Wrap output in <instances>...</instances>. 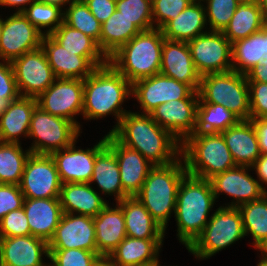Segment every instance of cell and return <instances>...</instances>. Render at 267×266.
I'll return each instance as SVG.
<instances>
[{
    "instance_id": "cell-39",
    "label": "cell",
    "mask_w": 267,
    "mask_h": 266,
    "mask_svg": "<svg viewBox=\"0 0 267 266\" xmlns=\"http://www.w3.org/2000/svg\"><path fill=\"white\" fill-rule=\"evenodd\" d=\"M18 143L0 142V184L20 185L31 151Z\"/></svg>"
},
{
    "instance_id": "cell-35",
    "label": "cell",
    "mask_w": 267,
    "mask_h": 266,
    "mask_svg": "<svg viewBox=\"0 0 267 266\" xmlns=\"http://www.w3.org/2000/svg\"><path fill=\"white\" fill-rule=\"evenodd\" d=\"M265 25L266 17L258 3L241 1L222 33L233 43L262 30Z\"/></svg>"
},
{
    "instance_id": "cell-11",
    "label": "cell",
    "mask_w": 267,
    "mask_h": 266,
    "mask_svg": "<svg viewBox=\"0 0 267 266\" xmlns=\"http://www.w3.org/2000/svg\"><path fill=\"white\" fill-rule=\"evenodd\" d=\"M187 43L200 76L232 70L231 42L222 31H207Z\"/></svg>"
},
{
    "instance_id": "cell-52",
    "label": "cell",
    "mask_w": 267,
    "mask_h": 266,
    "mask_svg": "<svg viewBox=\"0 0 267 266\" xmlns=\"http://www.w3.org/2000/svg\"><path fill=\"white\" fill-rule=\"evenodd\" d=\"M245 75L248 82L267 83V59H262L258 65L250 69Z\"/></svg>"
},
{
    "instance_id": "cell-8",
    "label": "cell",
    "mask_w": 267,
    "mask_h": 266,
    "mask_svg": "<svg viewBox=\"0 0 267 266\" xmlns=\"http://www.w3.org/2000/svg\"><path fill=\"white\" fill-rule=\"evenodd\" d=\"M199 98L223 105L240 120H250L249 86L245 74L230 70L201 76Z\"/></svg>"
},
{
    "instance_id": "cell-64",
    "label": "cell",
    "mask_w": 267,
    "mask_h": 266,
    "mask_svg": "<svg viewBox=\"0 0 267 266\" xmlns=\"http://www.w3.org/2000/svg\"><path fill=\"white\" fill-rule=\"evenodd\" d=\"M136 266H154V262L153 263H148V264H143V265H136Z\"/></svg>"
},
{
    "instance_id": "cell-61",
    "label": "cell",
    "mask_w": 267,
    "mask_h": 266,
    "mask_svg": "<svg viewBox=\"0 0 267 266\" xmlns=\"http://www.w3.org/2000/svg\"><path fill=\"white\" fill-rule=\"evenodd\" d=\"M3 23H4V18H2L1 15H0V35H1V30H2Z\"/></svg>"
},
{
    "instance_id": "cell-24",
    "label": "cell",
    "mask_w": 267,
    "mask_h": 266,
    "mask_svg": "<svg viewBox=\"0 0 267 266\" xmlns=\"http://www.w3.org/2000/svg\"><path fill=\"white\" fill-rule=\"evenodd\" d=\"M23 209L27 216L30 235L49 243L63 215L59 198H25Z\"/></svg>"
},
{
    "instance_id": "cell-49",
    "label": "cell",
    "mask_w": 267,
    "mask_h": 266,
    "mask_svg": "<svg viewBox=\"0 0 267 266\" xmlns=\"http://www.w3.org/2000/svg\"><path fill=\"white\" fill-rule=\"evenodd\" d=\"M0 97L9 98L11 101L20 97L11 62L2 59H0Z\"/></svg>"
},
{
    "instance_id": "cell-30",
    "label": "cell",
    "mask_w": 267,
    "mask_h": 266,
    "mask_svg": "<svg viewBox=\"0 0 267 266\" xmlns=\"http://www.w3.org/2000/svg\"><path fill=\"white\" fill-rule=\"evenodd\" d=\"M161 30L165 39L184 42L209 31L202 1L195 0Z\"/></svg>"
},
{
    "instance_id": "cell-25",
    "label": "cell",
    "mask_w": 267,
    "mask_h": 266,
    "mask_svg": "<svg viewBox=\"0 0 267 266\" xmlns=\"http://www.w3.org/2000/svg\"><path fill=\"white\" fill-rule=\"evenodd\" d=\"M115 205L111 206L108 203L96 217H93L99 257H108L127 236L122 208L117 203Z\"/></svg>"
},
{
    "instance_id": "cell-59",
    "label": "cell",
    "mask_w": 267,
    "mask_h": 266,
    "mask_svg": "<svg viewBox=\"0 0 267 266\" xmlns=\"http://www.w3.org/2000/svg\"><path fill=\"white\" fill-rule=\"evenodd\" d=\"M259 255H260L259 256L260 260H258V262H256V263H258L256 266H267V256H265L261 253Z\"/></svg>"
},
{
    "instance_id": "cell-22",
    "label": "cell",
    "mask_w": 267,
    "mask_h": 266,
    "mask_svg": "<svg viewBox=\"0 0 267 266\" xmlns=\"http://www.w3.org/2000/svg\"><path fill=\"white\" fill-rule=\"evenodd\" d=\"M41 47L56 78L85 80L97 67L88 57L66 50L51 35H43Z\"/></svg>"
},
{
    "instance_id": "cell-13",
    "label": "cell",
    "mask_w": 267,
    "mask_h": 266,
    "mask_svg": "<svg viewBox=\"0 0 267 266\" xmlns=\"http://www.w3.org/2000/svg\"><path fill=\"white\" fill-rule=\"evenodd\" d=\"M193 91L188 84L158 73L135 81L132 84L131 98H135L140 104L138 113L150 114L160 104L185 99Z\"/></svg>"
},
{
    "instance_id": "cell-41",
    "label": "cell",
    "mask_w": 267,
    "mask_h": 266,
    "mask_svg": "<svg viewBox=\"0 0 267 266\" xmlns=\"http://www.w3.org/2000/svg\"><path fill=\"white\" fill-rule=\"evenodd\" d=\"M22 14L43 35H51L63 23L64 9L58 5L37 0L25 8Z\"/></svg>"
},
{
    "instance_id": "cell-43",
    "label": "cell",
    "mask_w": 267,
    "mask_h": 266,
    "mask_svg": "<svg viewBox=\"0 0 267 266\" xmlns=\"http://www.w3.org/2000/svg\"><path fill=\"white\" fill-rule=\"evenodd\" d=\"M116 10L132 21L141 31L154 28L152 0H119Z\"/></svg>"
},
{
    "instance_id": "cell-27",
    "label": "cell",
    "mask_w": 267,
    "mask_h": 266,
    "mask_svg": "<svg viewBox=\"0 0 267 266\" xmlns=\"http://www.w3.org/2000/svg\"><path fill=\"white\" fill-rule=\"evenodd\" d=\"M37 98L20 96L11 102L0 117V142L21 144L29 137V129Z\"/></svg>"
},
{
    "instance_id": "cell-4",
    "label": "cell",
    "mask_w": 267,
    "mask_h": 266,
    "mask_svg": "<svg viewBox=\"0 0 267 266\" xmlns=\"http://www.w3.org/2000/svg\"><path fill=\"white\" fill-rule=\"evenodd\" d=\"M187 174L183 158L164 166H154L135 195L153 219L165 230L175 213L177 190Z\"/></svg>"
},
{
    "instance_id": "cell-32",
    "label": "cell",
    "mask_w": 267,
    "mask_h": 266,
    "mask_svg": "<svg viewBox=\"0 0 267 266\" xmlns=\"http://www.w3.org/2000/svg\"><path fill=\"white\" fill-rule=\"evenodd\" d=\"M95 185L99 193L106 197L114 196L115 203L123 200L129 195L123 190L120 172L115 153L106 146L95 159L93 175L89 182Z\"/></svg>"
},
{
    "instance_id": "cell-57",
    "label": "cell",
    "mask_w": 267,
    "mask_h": 266,
    "mask_svg": "<svg viewBox=\"0 0 267 266\" xmlns=\"http://www.w3.org/2000/svg\"><path fill=\"white\" fill-rule=\"evenodd\" d=\"M11 100L9 98L0 97V117L5 112V110L10 106Z\"/></svg>"
},
{
    "instance_id": "cell-34",
    "label": "cell",
    "mask_w": 267,
    "mask_h": 266,
    "mask_svg": "<svg viewBox=\"0 0 267 266\" xmlns=\"http://www.w3.org/2000/svg\"><path fill=\"white\" fill-rule=\"evenodd\" d=\"M141 30L120 11L113 14L101 24L100 50L109 59L123 45L128 43Z\"/></svg>"
},
{
    "instance_id": "cell-19",
    "label": "cell",
    "mask_w": 267,
    "mask_h": 266,
    "mask_svg": "<svg viewBox=\"0 0 267 266\" xmlns=\"http://www.w3.org/2000/svg\"><path fill=\"white\" fill-rule=\"evenodd\" d=\"M48 247L49 249H82L97 254L93 217L63 213Z\"/></svg>"
},
{
    "instance_id": "cell-62",
    "label": "cell",
    "mask_w": 267,
    "mask_h": 266,
    "mask_svg": "<svg viewBox=\"0 0 267 266\" xmlns=\"http://www.w3.org/2000/svg\"><path fill=\"white\" fill-rule=\"evenodd\" d=\"M154 266H162L161 264H160V260H158L157 262H154ZM163 266H165V265H163ZM168 266H172V265H168ZM177 266V265H176Z\"/></svg>"
},
{
    "instance_id": "cell-37",
    "label": "cell",
    "mask_w": 267,
    "mask_h": 266,
    "mask_svg": "<svg viewBox=\"0 0 267 266\" xmlns=\"http://www.w3.org/2000/svg\"><path fill=\"white\" fill-rule=\"evenodd\" d=\"M245 236H252L253 248L257 251L267 241V193L256 201L244 203L238 207Z\"/></svg>"
},
{
    "instance_id": "cell-60",
    "label": "cell",
    "mask_w": 267,
    "mask_h": 266,
    "mask_svg": "<svg viewBox=\"0 0 267 266\" xmlns=\"http://www.w3.org/2000/svg\"><path fill=\"white\" fill-rule=\"evenodd\" d=\"M261 254L267 256V241L258 250Z\"/></svg>"
},
{
    "instance_id": "cell-21",
    "label": "cell",
    "mask_w": 267,
    "mask_h": 266,
    "mask_svg": "<svg viewBox=\"0 0 267 266\" xmlns=\"http://www.w3.org/2000/svg\"><path fill=\"white\" fill-rule=\"evenodd\" d=\"M106 145L115 153L123 190L135 196L154 165L138 151L121 144L111 133L106 134Z\"/></svg>"
},
{
    "instance_id": "cell-48",
    "label": "cell",
    "mask_w": 267,
    "mask_h": 266,
    "mask_svg": "<svg viewBox=\"0 0 267 266\" xmlns=\"http://www.w3.org/2000/svg\"><path fill=\"white\" fill-rule=\"evenodd\" d=\"M250 118L267 117V83L248 82Z\"/></svg>"
},
{
    "instance_id": "cell-56",
    "label": "cell",
    "mask_w": 267,
    "mask_h": 266,
    "mask_svg": "<svg viewBox=\"0 0 267 266\" xmlns=\"http://www.w3.org/2000/svg\"><path fill=\"white\" fill-rule=\"evenodd\" d=\"M38 1H42L48 4H55L64 9L73 0H38Z\"/></svg>"
},
{
    "instance_id": "cell-9",
    "label": "cell",
    "mask_w": 267,
    "mask_h": 266,
    "mask_svg": "<svg viewBox=\"0 0 267 266\" xmlns=\"http://www.w3.org/2000/svg\"><path fill=\"white\" fill-rule=\"evenodd\" d=\"M80 133L83 132L73 122L37 106L30 123L28 139L33 141L29 149L32 154L51 155L78 140Z\"/></svg>"
},
{
    "instance_id": "cell-26",
    "label": "cell",
    "mask_w": 267,
    "mask_h": 266,
    "mask_svg": "<svg viewBox=\"0 0 267 266\" xmlns=\"http://www.w3.org/2000/svg\"><path fill=\"white\" fill-rule=\"evenodd\" d=\"M94 189L89 183H63L59 195L63 213L96 217L109 201Z\"/></svg>"
},
{
    "instance_id": "cell-1",
    "label": "cell",
    "mask_w": 267,
    "mask_h": 266,
    "mask_svg": "<svg viewBox=\"0 0 267 266\" xmlns=\"http://www.w3.org/2000/svg\"><path fill=\"white\" fill-rule=\"evenodd\" d=\"M111 134L154 166L168 165L181 157V143L159 126L150 114L130 110Z\"/></svg>"
},
{
    "instance_id": "cell-44",
    "label": "cell",
    "mask_w": 267,
    "mask_h": 266,
    "mask_svg": "<svg viewBox=\"0 0 267 266\" xmlns=\"http://www.w3.org/2000/svg\"><path fill=\"white\" fill-rule=\"evenodd\" d=\"M51 266H93L99 256L82 249H49Z\"/></svg>"
},
{
    "instance_id": "cell-14",
    "label": "cell",
    "mask_w": 267,
    "mask_h": 266,
    "mask_svg": "<svg viewBox=\"0 0 267 266\" xmlns=\"http://www.w3.org/2000/svg\"><path fill=\"white\" fill-rule=\"evenodd\" d=\"M19 186L24 198H59L62 183L51 155L31 153Z\"/></svg>"
},
{
    "instance_id": "cell-12",
    "label": "cell",
    "mask_w": 267,
    "mask_h": 266,
    "mask_svg": "<svg viewBox=\"0 0 267 266\" xmlns=\"http://www.w3.org/2000/svg\"><path fill=\"white\" fill-rule=\"evenodd\" d=\"M20 96L38 98L56 77L42 47L11 61Z\"/></svg>"
},
{
    "instance_id": "cell-31",
    "label": "cell",
    "mask_w": 267,
    "mask_h": 266,
    "mask_svg": "<svg viewBox=\"0 0 267 266\" xmlns=\"http://www.w3.org/2000/svg\"><path fill=\"white\" fill-rule=\"evenodd\" d=\"M164 239H139L126 236L109 254L117 266H136L157 262Z\"/></svg>"
},
{
    "instance_id": "cell-38",
    "label": "cell",
    "mask_w": 267,
    "mask_h": 266,
    "mask_svg": "<svg viewBox=\"0 0 267 266\" xmlns=\"http://www.w3.org/2000/svg\"><path fill=\"white\" fill-rule=\"evenodd\" d=\"M240 119L223 105L203 102L199 98L194 133H221Z\"/></svg>"
},
{
    "instance_id": "cell-42",
    "label": "cell",
    "mask_w": 267,
    "mask_h": 266,
    "mask_svg": "<svg viewBox=\"0 0 267 266\" xmlns=\"http://www.w3.org/2000/svg\"><path fill=\"white\" fill-rule=\"evenodd\" d=\"M209 31H223L229 24L240 0H201Z\"/></svg>"
},
{
    "instance_id": "cell-53",
    "label": "cell",
    "mask_w": 267,
    "mask_h": 266,
    "mask_svg": "<svg viewBox=\"0 0 267 266\" xmlns=\"http://www.w3.org/2000/svg\"><path fill=\"white\" fill-rule=\"evenodd\" d=\"M251 169L252 172H255L254 174H256L258 182L267 191V154H261L251 166Z\"/></svg>"
},
{
    "instance_id": "cell-45",
    "label": "cell",
    "mask_w": 267,
    "mask_h": 266,
    "mask_svg": "<svg viewBox=\"0 0 267 266\" xmlns=\"http://www.w3.org/2000/svg\"><path fill=\"white\" fill-rule=\"evenodd\" d=\"M195 0H152L154 28L162 29Z\"/></svg>"
},
{
    "instance_id": "cell-50",
    "label": "cell",
    "mask_w": 267,
    "mask_h": 266,
    "mask_svg": "<svg viewBox=\"0 0 267 266\" xmlns=\"http://www.w3.org/2000/svg\"><path fill=\"white\" fill-rule=\"evenodd\" d=\"M93 16L102 24L116 10V2L113 0H83Z\"/></svg>"
},
{
    "instance_id": "cell-3",
    "label": "cell",
    "mask_w": 267,
    "mask_h": 266,
    "mask_svg": "<svg viewBox=\"0 0 267 266\" xmlns=\"http://www.w3.org/2000/svg\"><path fill=\"white\" fill-rule=\"evenodd\" d=\"M216 204L209 180L186 174L177 190L174 218L177 238L186 249L202 233ZM210 216V217H209Z\"/></svg>"
},
{
    "instance_id": "cell-2",
    "label": "cell",
    "mask_w": 267,
    "mask_h": 266,
    "mask_svg": "<svg viewBox=\"0 0 267 266\" xmlns=\"http://www.w3.org/2000/svg\"><path fill=\"white\" fill-rule=\"evenodd\" d=\"M130 97L132 84L108 61L105 65L96 67L84 80L82 117L91 121L114 116L117 122L107 132L112 133L121 118L130 111L122 107Z\"/></svg>"
},
{
    "instance_id": "cell-40",
    "label": "cell",
    "mask_w": 267,
    "mask_h": 266,
    "mask_svg": "<svg viewBox=\"0 0 267 266\" xmlns=\"http://www.w3.org/2000/svg\"><path fill=\"white\" fill-rule=\"evenodd\" d=\"M63 22L91 37L100 49L101 23L93 16L83 0H73L64 8Z\"/></svg>"
},
{
    "instance_id": "cell-15",
    "label": "cell",
    "mask_w": 267,
    "mask_h": 266,
    "mask_svg": "<svg viewBox=\"0 0 267 266\" xmlns=\"http://www.w3.org/2000/svg\"><path fill=\"white\" fill-rule=\"evenodd\" d=\"M251 171V167L236 166L210 178L209 181L216 202H218L219 196L224 193L233 198L231 202L221 205L227 207H239L244 203L262 198L267 191L251 175Z\"/></svg>"
},
{
    "instance_id": "cell-10",
    "label": "cell",
    "mask_w": 267,
    "mask_h": 266,
    "mask_svg": "<svg viewBox=\"0 0 267 266\" xmlns=\"http://www.w3.org/2000/svg\"><path fill=\"white\" fill-rule=\"evenodd\" d=\"M84 80L56 78L38 98V106L45 112L73 122L82 132L77 115H82Z\"/></svg>"
},
{
    "instance_id": "cell-63",
    "label": "cell",
    "mask_w": 267,
    "mask_h": 266,
    "mask_svg": "<svg viewBox=\"0 0 267 266\" xmlns=\"http://www.w3.org/2000/svg\"><path fill=\"white\" fill-rule=\"evenodd\" d=\"M240 1H243V2H256V3H258L259 0H240Z\"/></svg>"
},
{
    "instance_id": "cell-55",
    "label": "cell",
    "mask_w": 267,
    "mask_h": 266,
    "mask_svg": "<svg viewBox=\"0 0 267 266\" xmlns=\"http://www.w3.org/2000/svg\"><path fill=\"white\" fill-rule=\"evenodd\" d=\"M93 266H117L109 257L102 256L94 263Z\"/></svg>"
},
{
    "instance_id": "cell-20",
    "label": "cell",
    "mask_w": 267,
    "mask_h": 266,
    "mask_svg": "<svg viewBox=\"0 0 267 266\" xmlns=\"http://www.w3.org/2000/svg\"><path fill=\"white\" fill-rule=\"evenodd\" d=\"M48 243L32 235L0 237V266H48ZM44 259V260H43Z\"/></svg>"
},
{
    "instance_id": "cell-5",
    "label": "cell",
    "mask_w": 267,
    "mask_h": 266,
    "mask_svg": "<svg viewBox=\"0 0 267 266\" xmlns=\"http://www.w3.org/2000/svg\"><path fill=\"white\" fill-rule=\"evenodd\" d=\"M164 36L161 29L141 31L108 61L131 83L160 73Z\"/></svg>"
},
{
    "instance_id": "cell-58",
    "label": "cell",
    "mask_w": 267,
    "mask_h": 266,
    "mask_svg": "<svg viewBox=\"0 0 267 266\" xmlns=\"http://www.w3.org/2000/svg\"><path fill=\"white\" fill-rule=\"evenodd\" d=\"M258 6L261 8L263 15L267 17V0H259Z\"/></svg>"
},
{
    "instance_id": "cell-29",
    "label": "cell",
    "mask_w": 267,
    "mask_h": 266,
    "mask_svg": "<svg viewBox=\"0 0 267 266\" xmlns=\"http://www.w3.org/2000/svg\"><path fill=\"white\" fill-rule=\"evenodd\" d=\"M123 211L126 235L139 239H164L165 230L153 219L136 196L117 203Z\"/></svg>"
},
{
    "instance_id": "cell-46",
    "label": "cell",
    "mask_w": 267,
    "mask_h": 266,
    "mask_svg": "<svg viewBox=\"0 0 267 266\" xmlns=\"http://www.w3.org/2000/svg\"><path fill=\"white\" fill-rule=\"evenodd\" d=\"M27 216L22 208L10 211L0 220V237L29 236Z\"/></svg>"
},
{
    "instance_id": "cell-33",
    "label": "cell",
    "mask_w": 267,
    "mask_h": 266,
    "mask_svg": "<svg viewBox=\"0 0 267 266\" xmlns=\"http://www.w3.org/2000/svg\"><path fill=\"white\" fill-rule=\"evenodd\" d=\"M232 70L246 74L262 59H267V25L249 37L231 43Z\"/></svg>"
},
{
    "instance_id": "cell-7",
    "label": "cell",
    "mask_w": 267,
    "mask_h": 266,
    "mask_svg": "<svg viewBox=\"0 0 267 266\" xmlns=\"http://www.w3.org/2000/svg\"><path fill=\"white\" fill-rule=\"evenodd\" d=\"M214 211L202 233L187 248L196 260L210 259L245 237L238 207L219 206Z\"/></svg>"
},
{
    "instance_id": "cell-51",
    "label": "cell",
    "mask_w": 267,
    "mask_h": 266,
    "mask_svg": "<svg viewBox=\"0 0 267 266\" xmlns=\"http://www.w3.org/2000/svg\"><path fill=\"white\" fill-rule=\"evenodd\" d=\"M257 134L261 154H267V118H250Z\"/></svg>"
},
{
    "instance_id": "cell-47",
    "label": "cell",
    "mask_w": 267,
    "mask_h": 266,
    "mask_svg": "<svg viewBox=\"0 0 267 266\" xmlns=\"http://www.w3.org/2000/svg\"><path fill=\"white\" fill-rule=\"evenodd\" d=\"M24 199L19 185L0 184V220L10 211L22 208Z\"/></svg>"
},
{
    "instance_id": "cell-16",
    "label": "cell",
    "mask_w": 267,
    "mask_h": 266,
    "mask_svg": "<svg viewBox=\"0 0 267 266\" xmlns=\"http://www.w3.org/2000/svg\"><path fill=\"white\" fill-rule=\"evenodd\" d=\"M76 144L77 140L67 148L51 154L62 184L90 182L96 156L107 146L106 134L91 148H78Z\"/></svg>"
},
{
    "instance_id": "cell-54",
    "label": "cell",
    "mask_w": 267,
    "mask_h": 266,
    "mask_svg": "<svg viewBox=\"0 0 267 266\" xmlns=\"http://www.w3.org/2000/svg\"><path fill=\"white\" fill-rule=\"evenodd\" d=\"M37 0H0V7L15 8V12H22L25 8H27L32 2Z\"/></svg>"
},
{
    "instance_id": "cell-17",
    "label": "cell",
    "mask_w": 267,
    "mask_h": 266,
    "mask_svg": "<svg viewBox=\"0 0 267 266\" xmlns=\"http://www.w3.org/2000/svg\"><path fill=\"white\" fill-rule=\"evenodd\" d=\"M43 34L22 14L4 18L0 35V59L12 61L41 47Z\"/></svg>"
},
{
    "instance_id": "cell-36",
    "label": "cell",
    "mask_w": 267,
    "mask_h": 266,
    "mask_svg": "<svg viewBox=\"0 0 267 266\" xmlns=\"http://www.w3.org/2000/svg\"><path fill=\"white\" fill-rule=\"evenodd\" d=\"M51 36L66 50L76 55L88 57L97 67L103 66L108 59L101 52L98 44L89 36L65 24H60Z\"/></svg>"
},
{
    "instance_id": "cell-28",
    "label": "cell",
    "mask_w": 267,
    "mask_h": 266,
    "mask_svg": "<svg viewBox=\"0 0 267 266\" xmlns=\"http://www.w3.org/2000/svg\"><path fill=\"white\" fill-rule=\"evenodd\" d=\"M236 166L251 167L261 155L251 120H240L221 132Z\"/></svg>"
},
{
    "instance_id": "cell-23",
    "label": "cell",
    "mask_w": 267,
    "mask_h": 266,
    "mask_svg": "<svg viewBox=\"0 0 267 266\" xmlns=\"http://www.w3.org/2000/svg\"><path fill=\"white\" fill-rule=\"evenodd\" d=\"M160 73L198 91L201 76L195 69L187 42L164 39Z\"/></svg>"
},
{
    "instance_id": "cell-6",
    "label": "cell",
    "mask_w": 267,
    "mask_h": 266,
    "mask_svg": "<svg viewBox=\"0 0 267 266\" xmlns=\"http://www.w3.org/2000/svg\"><path fill=\"white\" fill-rule=\"evenodd\" d=\"M187 174L209 180L236 167L221 133H193L181 143Z\"/></svg>"
},
{
    "instance_id": "cell-18",
    "label": "cell",
    "mask_w": 267,
    "mask_h": 266,
    "mask_svg": "<svg viewBox=\"0 0 267 266\" xmlns=\"http://www.w3.org/2000/svg\"><path fill=\"white\" fill-rule=\"evenodd\" d=\"M198 102V91H193L185 99L160 104L150 115L159 126L182 143L194 133Z\"/></svg>"
}]
</instances>
